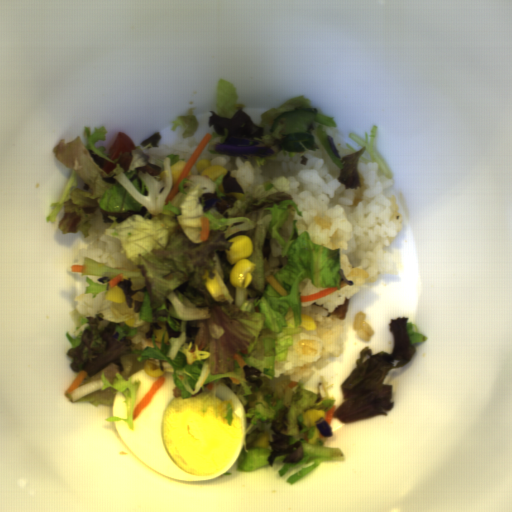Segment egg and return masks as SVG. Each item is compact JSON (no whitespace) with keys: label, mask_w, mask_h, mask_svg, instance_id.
I'll use <instances>...</instances> for the list:
<instances>
[{"label":"egg","mask_w":512,"mask_h":512,"mask_svg":"<svg viewBox=\"0 0 512 512\" xmlns=\"http://www.w3.org/2000/svg\"><path fill=\"white\" fill-rule=\"evenodd\" d=\"M165 381L145 409L134 419L133 429L125 421L114 422L129 451L148 468L180 481L217 478L235 463L242 448L245 409L233 389L216 384L215 404L231 399L233 420L224 425L215 408L202 412V398H176L172 372L150 377L143 369L130 375L138 381L133 409L161 378Z\"/></svg>","instance_id":"1"},{"label":"egg","mask_w":512,"mask_h":512,"mask_svg":"<svg viewBox=\"0 0 512 512\" xmlns=\"http://www.w3.org/2000/svg\"><path fill=\"white\" fill-rule=\"evenodd\" d=\"M112 417L128 420V411L125 394L116 392L112 398Z\"/></svg>","instance_id":"2"}]
</instances>
